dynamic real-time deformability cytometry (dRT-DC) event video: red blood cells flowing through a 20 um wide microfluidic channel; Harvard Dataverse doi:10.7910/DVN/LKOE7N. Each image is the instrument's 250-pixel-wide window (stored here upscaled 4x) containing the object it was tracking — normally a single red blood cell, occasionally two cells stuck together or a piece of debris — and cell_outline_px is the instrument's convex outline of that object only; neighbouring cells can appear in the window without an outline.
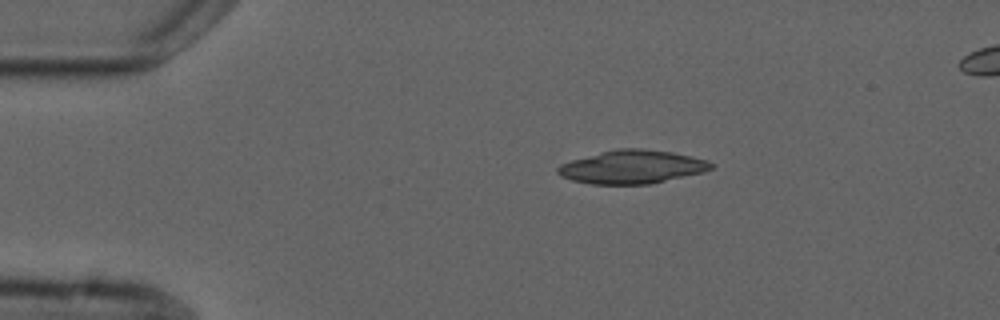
{"species": "common noctule bat (a hibernating species)", "species_latin": "Nyctalus noctula", "temperature_condition": "cold", "stored_images_in_passage": 3, "segment_of_instrument_passage": [1, 2], "camera_frame_rate_fps": 3000, "um_per_image_px": 0.085, "animal": {"sex": "male", "forearm_length_mm": 52.5}, "frame": {"image": 1, "passage_image": 1, "time_ms": 0.0, "image_size_px": [1000, 320], "cell_outline_px": [[712, 168], [704, 172], [648, 184], [592, 184], [572, 180], [560, 176], [556, 172], [556, 168], [560, 164], [572, 160], [600, 152], [616, 148], [640, 148], [672, 152], [692, 156], [708, 160], [712, 164]], "centroid_in_image_um": [53.71, 14.18], "position_along_channel_um": 31.3, "area_um2": 29.77}}